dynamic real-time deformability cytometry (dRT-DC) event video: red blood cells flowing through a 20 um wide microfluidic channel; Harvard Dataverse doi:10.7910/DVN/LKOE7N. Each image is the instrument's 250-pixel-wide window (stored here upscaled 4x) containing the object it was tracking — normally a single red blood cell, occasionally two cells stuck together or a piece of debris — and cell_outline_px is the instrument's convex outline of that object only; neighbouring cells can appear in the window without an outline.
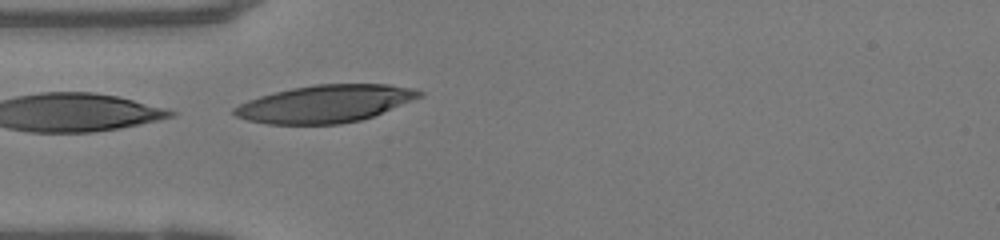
{"species": "human", "species_latin": "Homo sapiens", "temperature_condition": "warm", "stored_images_in_passage": 2, "camera_frame_rate_fps": 3000, "um_per_image_px": 0.085, "donor": {"sex": "female"}, "frame": {"image": 1, "passage_image": 2, "time_ms": 0.333, "image_size_px": [1000, 240], "cell_outline_px": [[424, 96], [372, 116], [360, 120], [340, 124], [268, 124], [248, 120], [236, 116], [232, 112], [232, 108], [248, 100], [260, 96], [292, 88], [316, 84], [388, 84], [412, 88], [424, 92]], "centroid_in_image_um": [27.65, 8.82], "position_along_channel_um": 57.3, "area_um2": 40.23}}